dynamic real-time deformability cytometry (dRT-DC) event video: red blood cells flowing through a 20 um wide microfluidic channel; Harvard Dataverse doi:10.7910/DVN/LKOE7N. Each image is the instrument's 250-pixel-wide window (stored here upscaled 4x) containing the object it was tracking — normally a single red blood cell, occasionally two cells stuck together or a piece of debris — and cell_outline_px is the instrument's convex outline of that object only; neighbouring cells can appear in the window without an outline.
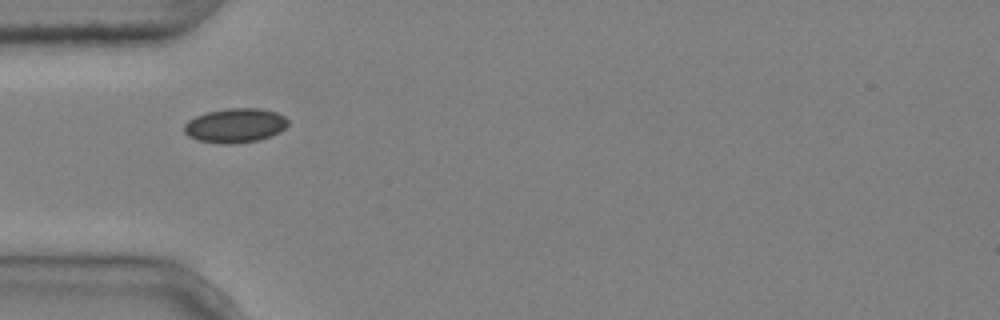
{"species": "common noctule bat (a hibernating species)", "species_latin": "Nyctalus noctula", "temperature_condition": "cold", "stored_images_in_passage": 9, "camera_frame_rate_fps": 3000, "um_per_image_px": 0.085, "animal": {"sex": "male", "body_mass_g": 20.4}, "frame": {"image": 1, "passage_image": 1, "time_ms": 0.0, "image_size_px": [1000, 320], "cell_outline_px": [[288, 124], [280, 132], [272, 136], [256, 140], [232, 144], [220, 144], [196, 140], [188, 136], [184, 132], [184, 124], [188, 120], [196, 116], [208, 112], [228, 108], [260, 108], [276, 112], [284, 116], [288, 120]], "centroid_in_image_um": [19.98, 10.67], "position_along_channel_um": 65.0, "area_um2": 20.87}}
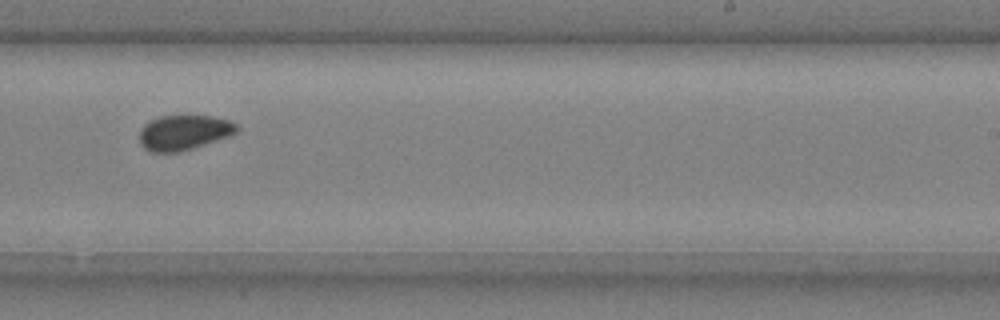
{"frame": {"image": 2, "passage_image": 6, "time_ms": 1.667, "image_size_px": [1000, 320], "cell_outline_px": [[240, 128], [236, 132], [228, 136], [180, 152], [148, 152], [140, 144], [140, 128], [148, 120], [160, 116], [212, 116], [228, 120], [236, 124]], "centroid_in_image_um": [15.58, 11.26], "position_along_channel_um": 273.4, "area_um2": 19.83}}
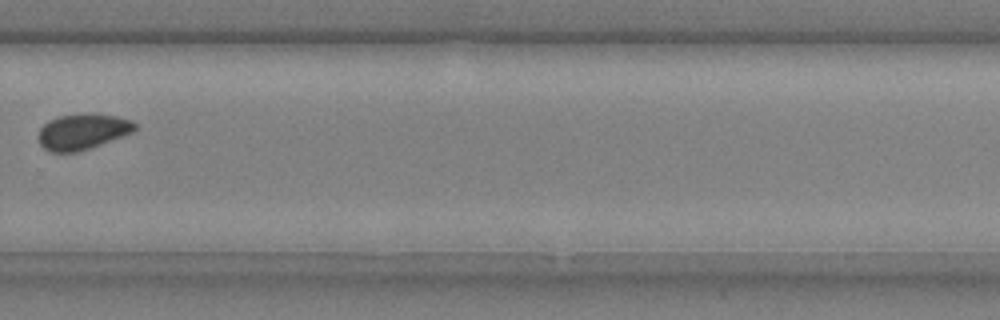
{"frame": {"image": 3, "passage_image": 7, "time_ms": 2.0, "image_size_px": [1000, 320], "cell_outline_px": [[136, 132], [76, 152], [48, 152], [40, 144], [36, 136], [40, 128], [48, 120], [60, 116], [116, 116], [132, 120], [136, 124]], "centroid_in_image_um": [6.99, 11.23], "position_along_channel_um": 322.8, "area_um2": 19.59}}